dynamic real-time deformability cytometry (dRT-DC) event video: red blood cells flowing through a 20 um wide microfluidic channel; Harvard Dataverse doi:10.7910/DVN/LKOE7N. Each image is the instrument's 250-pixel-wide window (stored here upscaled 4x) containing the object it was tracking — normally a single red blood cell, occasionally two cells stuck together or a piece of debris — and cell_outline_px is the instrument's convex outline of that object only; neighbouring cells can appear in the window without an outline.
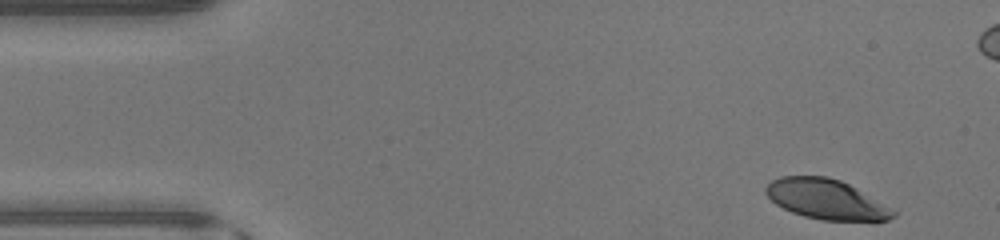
{"species": "human", "species_latin": "Homo sapiens", "temperature_condition": "warm", "stored_images_in_passage": 45, "camera_frame_rate_fps": 3000, "um_per_image_px": 0.085, "donor": {"sex": "male"}, "frame": {"image": 1, "passage_image": 1, "time_ms": 0.0, "image_size_px": [1000, 240], "cell_outline_px": [[896, 216], [888, 220], [824, 220], [804, 216], [792, 212], [776, 204], [764, 192], [764, 188], [772, 180], [780, 176], [828, 176], [840, 180], [856, 188], [896, 212]], "centroid_in_image_um": [70.17, 16.92], "position_along_channel_um": 14.8, "area_um2": 29.13}}
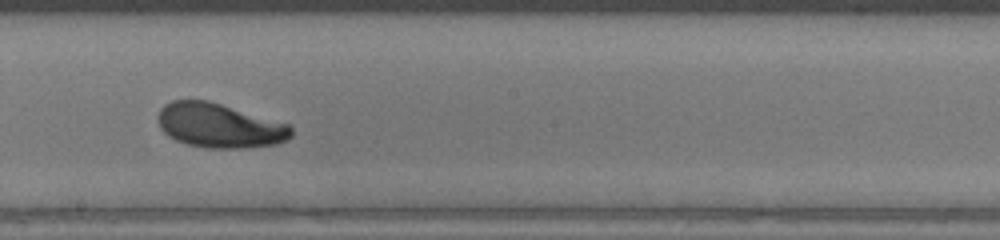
{"frame": {"image": 2, "passage_image": 23, "time_ms": 7.333, "image_size_px": [1000, 240], "cell_outline_px": [[292, 136], [288, 140], [276, 144], [240, 148], [208, 148], [188, 144], [176, 140], [168, 136], [160, 128], [160, 108], [164, 104], [172, 100], [208, 100], [288, 124], [292, 128]], "centroid_in_image_um": [18.66, 10.68], "position_along_channel_um": 229.5, "area_um2": 34.16}}
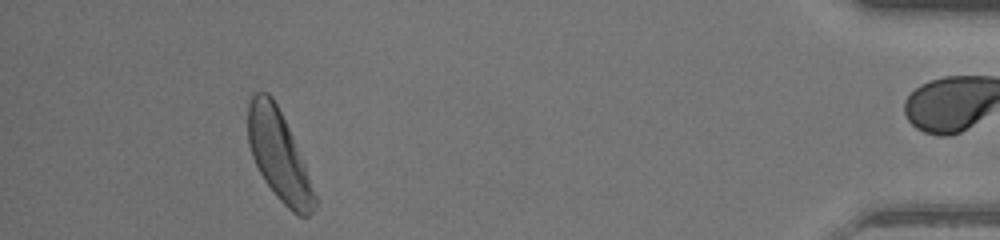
{"frame": {"image": 3, "passage_image": 40, "time_ms": 13.0, "image_size_px": [1000, 240], "cell_outline_px": [[316, 208], [308, 216], [296, 216], [276, 196], [264, 180], [252, 156], [248, 144], [248, 104], [252, 96], [256, 92], [268, 92], [272, 96], [304, 160], [316, 196]], "centroid_in_image_um": [23.71, 13.25], "position_along_channel_um": 411.5, "area_um2": 34.62}, "authors_computed_cell_mechanics": {"area_um2": 34.1598, "velocity_mm_per_s": 4.436, "shape_relaxation_time_tau1_ms": 3.3684, "shape_relaxation_time_tau2_ms": 7.8601, "deformation_change_tau1": 0.1745, "deformation_change_tau2": 0.1814}}